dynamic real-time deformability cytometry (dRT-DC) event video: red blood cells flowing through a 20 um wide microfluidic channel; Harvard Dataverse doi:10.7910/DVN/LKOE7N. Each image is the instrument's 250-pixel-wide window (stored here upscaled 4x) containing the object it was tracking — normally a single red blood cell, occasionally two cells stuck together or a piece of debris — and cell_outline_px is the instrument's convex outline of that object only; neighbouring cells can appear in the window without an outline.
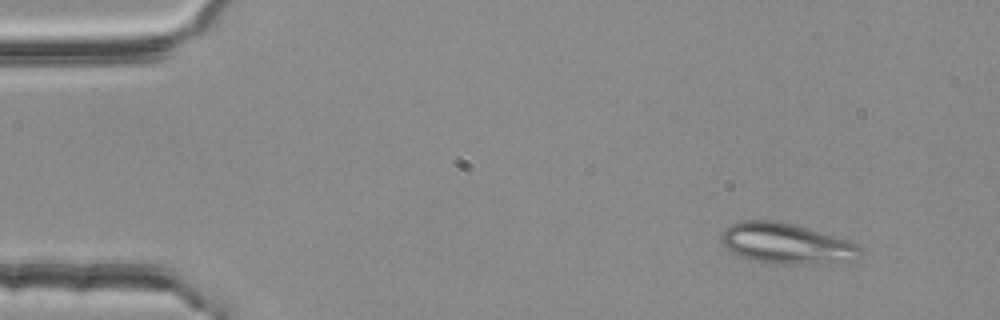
{"species": "common noctule bat (a hibernating species)", "species_latin": "Nyctalus noctula", "temperature_condition": "room temperature", "stored_images_in_passage": 3, "camera_frame_rate_fps": 3000, "um_per_image_px": 0.085, "animal": {"sex": "female", "body_mass_g": 25.1}, "frame": {"image": 1, "passage_image": 1, "time_ms": 0.0, "image_size_px": [1000, 320], "cell_outline_px": [[860, 252], [824, 264], [756, 260], [740, 256], [724, 248], [720, 240], [720, 236], [732, 224], [740, 220], [776, 220], [792, 224], [848, 240], [856, 244], [860, 248]], "centroid_in_image_um": [66.68, 20.64], "position_along_channel_um": 18.3, "area_um2": 31.21}}